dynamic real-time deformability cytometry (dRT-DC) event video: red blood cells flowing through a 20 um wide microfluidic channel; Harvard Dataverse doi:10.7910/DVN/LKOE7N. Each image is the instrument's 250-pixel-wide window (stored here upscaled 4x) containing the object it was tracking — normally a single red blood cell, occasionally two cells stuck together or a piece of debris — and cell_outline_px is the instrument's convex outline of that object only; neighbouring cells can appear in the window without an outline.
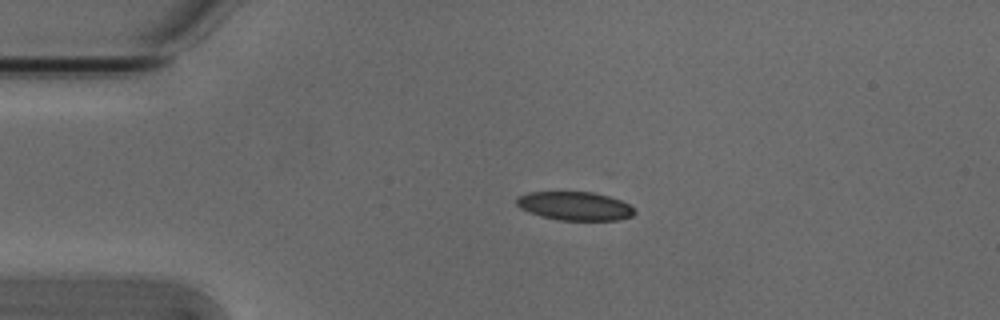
{"species": "Egyptian fruit bat (a non-hibernating species)", "species_latin": "Rousettus aegyptiacus", "temperature_condition": "cold", "stored_images_in_passage": 3, "camera_frame_rate_fps": 3000, "um_per_image_px": 0.085, "animal": {"sex": "male"}, "frame": {"image": 1, "passage_image": 2, "time_ms": 0.333, "image_size_px": [1000, 320], "cell_outline_px": [[636, 212], [632, 216], [616, 220], [556, 220], [540, 216], [528, 212], [520, 208], [516, 204], [516, 196], [528, 192], [592, 192], [608, 196], [620, 200], [628, 204]], "centroid_in_image_um": [48.81, 17.51], "position_along_channel_um": 36.2, "area_um2": 19.71}}